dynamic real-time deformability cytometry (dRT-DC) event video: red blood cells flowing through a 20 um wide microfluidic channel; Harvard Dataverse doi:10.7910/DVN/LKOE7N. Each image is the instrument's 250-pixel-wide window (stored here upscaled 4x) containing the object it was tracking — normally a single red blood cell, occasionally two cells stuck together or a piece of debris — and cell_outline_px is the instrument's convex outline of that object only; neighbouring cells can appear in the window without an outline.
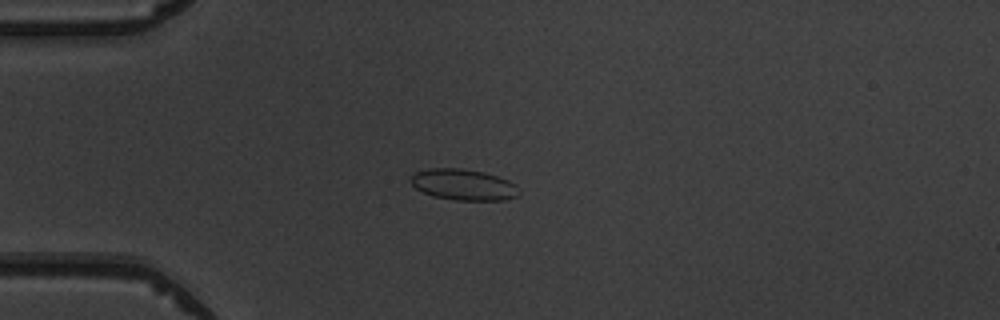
{"species": "common noctule bat (a hibernating species)", "species_latin": "Nyctalus noctula", "temperature_condition": "warm", "stored_images_in_passage": 6, "camera_frame_rate_fps": 3000, "um_per_image_px": 0.085, "animal": {"sex": "male", "body_mass_g": 19.5, "forearm_length_mm": 54.6}, "frame": {"image": 1, "passage_image": 2, "time_ms": 1.333, "image_size_px": [1000, 320], "cell_outline_px": [[520, 196], [504, 200], [456, 200], [432, 196], [416, 188], [412, 184], [408, 176], [416, 172], [428, 168], [460, 168], [484, 172], [508, 180], [516, 184], [520, 192]], "centroid_in_image_um": [39.4, 15.69], "position_along_channel_um": 45.6, "area_um2": 19.77}}
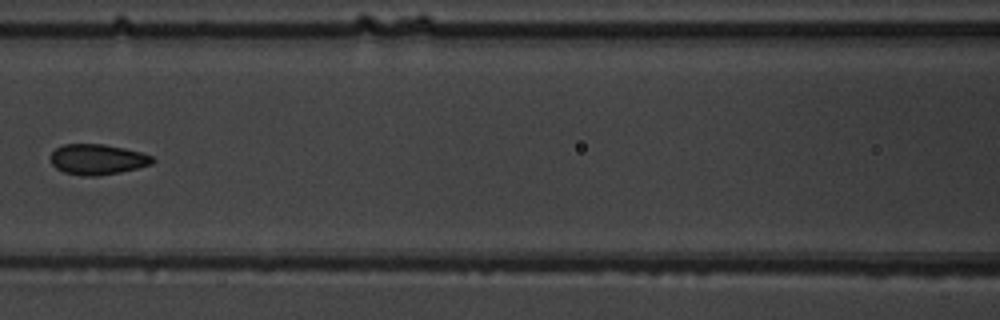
{"frame": {"image": 2, "passage_image": 5, "time_ms": 4.667, "image_size_px": [1000, 320], "cell_outline_px": [[156, 160], [152, 164], [120, 172], [96, 176], [84, 176], [64, 172], [56, 168], [52, 164], [52, 152], [56, 148], [64, 144], [104, 144], [124, 148], [140, 152], [152, 156]], "centroid_in_image_um": [8.3, 13.54], "position_along_channel_um": 158.3, "area_um2": 17.98}}
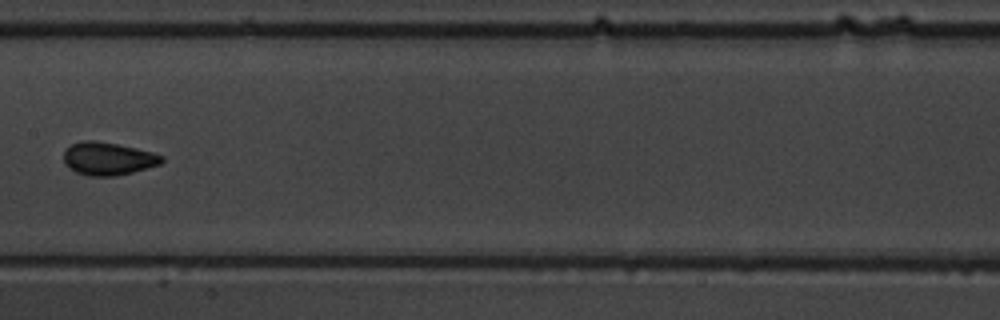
{"frame": {"image": 3, "passage_image": 6, "time_ms": 5.667, "image_size_px": [1000, 320], "cell_outline_px": [[164, 160], [160, 164], [132, 172], [116, 176], [88, 176], [76, 172], [68, 168], [64, 164], [64, 152], [72, 144], [84, 140], [92, 140], [116, 144], [136, 148], [152, 152], [164, 156]], "centroid_in_image_um": [9.17, 13.49], "position_along_channel_um": 198.2, "area_um2": 18.73}}